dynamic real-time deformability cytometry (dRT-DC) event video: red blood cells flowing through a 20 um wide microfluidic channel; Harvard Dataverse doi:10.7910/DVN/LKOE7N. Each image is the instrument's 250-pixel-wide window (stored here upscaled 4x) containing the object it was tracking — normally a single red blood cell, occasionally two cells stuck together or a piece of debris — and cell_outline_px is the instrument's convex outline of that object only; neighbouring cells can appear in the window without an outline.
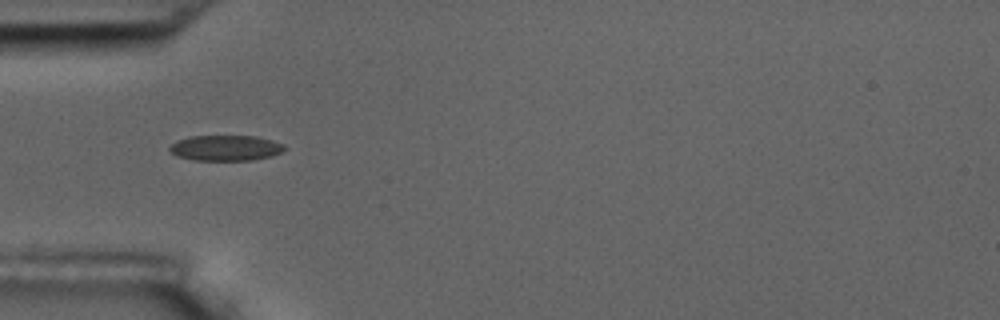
{"species": "common noctule bat (a hibernating species)", "species_latin": "Nyctalus noctula", "temperature_condition": "room temperature", "stored_images_in_passage": 7, "camera_frame_rate_fps": 3000, "um_per_image_px": 0.085, "animal": {"sex": "male", "body_mass_g": 17.5, "forearm_length_mm": 52.3}, "frame": {"image": 1, "passage_image": 4, "time_ms": 3.667, "image_size_px": [1000, 320], "cell_outline_px": [[288, 148], [272, 156], [252, 160], [192, 160], [176, 156], [168, 148], [176, 140], [188, 136], [256, 136], [272, 140], [284, 144]], "centroid_in_image_um": [19.18, 12.57], "position_along_channel_um": 65.8, "area_um2": 17.22}}
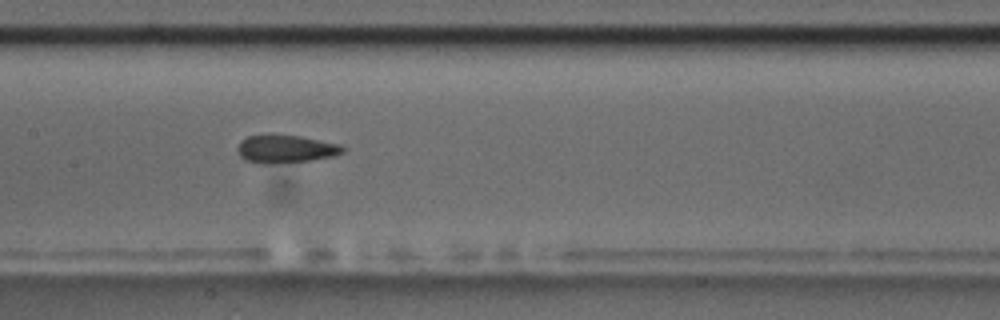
{"frame": {"image": 2, "passage_image": 7, "time_ms": 7.0, "image_size_px": [1000, 320], "cell_outline_px": [[348, 148], [344, 152], [332, 156], [308, 160], [248, 160], [240, 156], [236, 152], [236, 148], [240, 140], [248, 136], [268, 132], [300, 136], [340, 144]], "centroid_in_image_um": [24.29, 12.55], "position_along_channel_um": 183.1, "area_um2": 16.65}}